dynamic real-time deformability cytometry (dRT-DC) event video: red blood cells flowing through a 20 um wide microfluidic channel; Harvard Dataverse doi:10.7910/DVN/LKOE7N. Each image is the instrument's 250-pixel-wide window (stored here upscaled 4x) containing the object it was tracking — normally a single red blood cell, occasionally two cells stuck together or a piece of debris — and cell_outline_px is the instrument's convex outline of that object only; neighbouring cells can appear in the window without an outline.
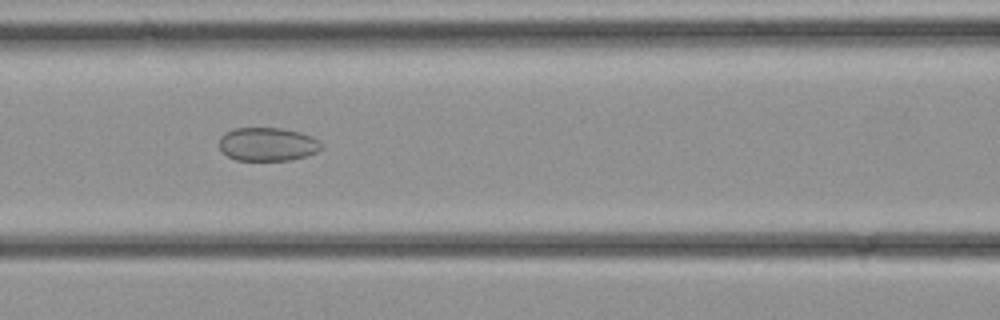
{"species": "common noctule bat (a hibernating species)", "species_latin": "Nyctalus noctula", "temperature_condition": "cold", "stored_images_in_passage": 27, "camera_frame_rate_fps": 3000, "um_per_image_px": 0.085, "animal": {"sex": "female", "body_mass_g": 21.9}, "frame": {"image": 1, "passage_image": 9, "time_ms": 2.667, "image_size_px": [1000, 320], "cell_outline_px": [[320, 148], [316, 152], [292, 160], [236, 160], [228, 156], [220, 148], [220, 136], [224, 132], [236, 128], [280, 128], [300, 132], [312, 136], [320, 144]], "centroid_in_image_um": [22.71, 12.25], "position_along_channel_um": 143.9, "area_um2": 19.71}}
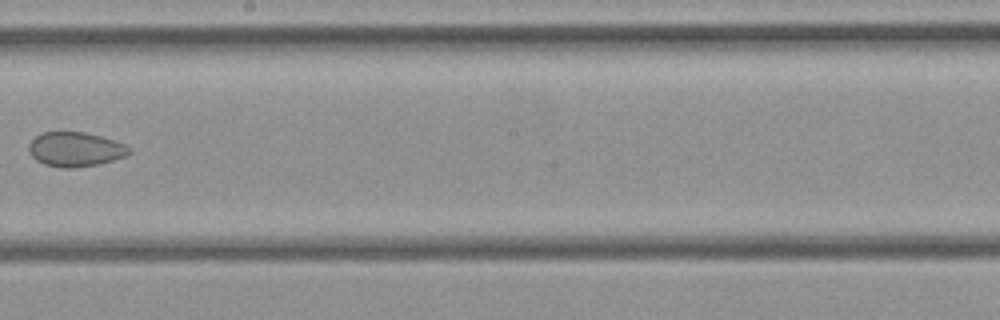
{"frame": {"image": 2, "passage_image": 14, "time_ms": 4.333, "image_size_px": [1000, 320], "cell_outline_px": [[132, 152], [128, 156], [100, 164], [76, 168], [60, 168], [44, 164], [36, 160], [28, 152], [28, 144], [36, 136], [44, 132], [84, 132], [100, 136], [124, 144], [132, 148]], "centroid_in_image_um": [6.42, 12.71], "position_along_channel_um": 241.8, "area_um2": 20.4}}
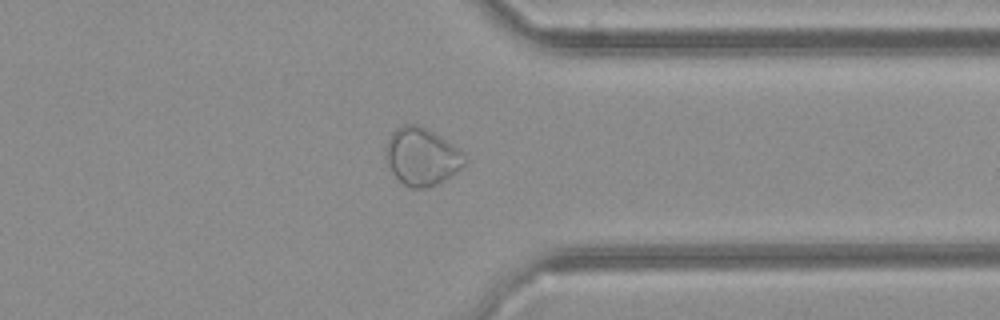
{"frame": {"image": 3, "passage_image": 21, "time_ms": 6.667, "image_size_px": [1000, 320], "cell_outline_px": [[468, 160], [452, 176], [436, 184], [424, 188], [412, 188], [404, 184], [392, 172], [388, 164], [384, 152], [384, 148], [388, 136], [396, 128], [404, 124], [420, 124], [428, 128], [464, 152]], "centroid_in_image_um": [35.84, 13.28], "position_along_channel_um": 375.6, "area_um2": 26.7}}